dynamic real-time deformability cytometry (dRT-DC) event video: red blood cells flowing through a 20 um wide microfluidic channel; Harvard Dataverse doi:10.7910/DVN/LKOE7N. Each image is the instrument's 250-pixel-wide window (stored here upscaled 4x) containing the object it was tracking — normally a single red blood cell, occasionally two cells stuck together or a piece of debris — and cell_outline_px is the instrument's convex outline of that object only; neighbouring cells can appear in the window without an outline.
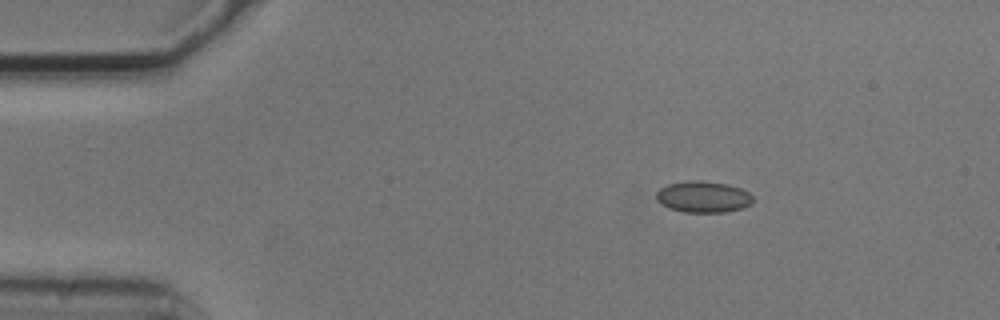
{"species": "common noctule bat (a hibernating species)", "species_latin": "Nyctalus noctula", "temperature_condition": "cold", "stored_images_in_passage": 3, "camera_frame_rate_fps": 3000, "um_per_image_px": 0.085, "animal": {"sex": "male", "body_mass_g": 20.5, "forearm_length_mm": 52.5}, "frame": {"image": 1, "passage_image": 1, "time_ms": 0.0, "image_size_px": [1000, 320], "cell_outline_px": [[752, 204], [744, 208], [724, 212], [684, 212], [668, 208], [660, 204], [656, 200], [656, 192], [660, 188], [668, 184], [688, 180], [700, 180], [728, 184], [740, 188], [748, 192], [752, 196]], "centroid_in_image_um": [59.75, 16.73], "position_along_channel_um": 25.2, "area_um2": 17.86}}